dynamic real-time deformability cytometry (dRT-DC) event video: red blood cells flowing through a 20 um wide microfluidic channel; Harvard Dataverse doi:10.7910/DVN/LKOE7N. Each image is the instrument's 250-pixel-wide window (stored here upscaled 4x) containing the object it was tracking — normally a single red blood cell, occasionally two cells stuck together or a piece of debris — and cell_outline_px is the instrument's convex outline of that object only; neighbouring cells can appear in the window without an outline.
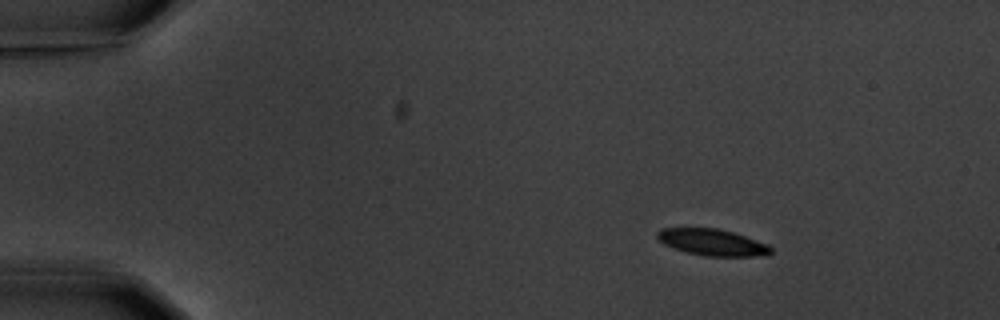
{"species": "common noctule bat (a hibernating species)", "species_latin": "Nyctalus noctula", "temperature_condition": "warm", "stored_images_in_passage": 6, "camera_frame_rate_fps": 3000, "um_per_image_px": 0.085, "animal": {"sex": "male", "body_mass_g": 20.1, "forearm_length_mm": 53.5}, "frame": {"image": 1, "passage_image": 2, "time_ms": 1.0, "image_size_px": [1000, 320], "cell_outline_px": [[772, 252], [768, 256], [704, 256], [688, 252], [664, 244], [656, 236], [656, 232], [660, 228], [716, 228], [732, 232], [768, 244], [772, 248]], "centroid_in_image_um": [60.57, 20.6], "position_along_channel_um": 24.4, "area_um2": 17.46}}